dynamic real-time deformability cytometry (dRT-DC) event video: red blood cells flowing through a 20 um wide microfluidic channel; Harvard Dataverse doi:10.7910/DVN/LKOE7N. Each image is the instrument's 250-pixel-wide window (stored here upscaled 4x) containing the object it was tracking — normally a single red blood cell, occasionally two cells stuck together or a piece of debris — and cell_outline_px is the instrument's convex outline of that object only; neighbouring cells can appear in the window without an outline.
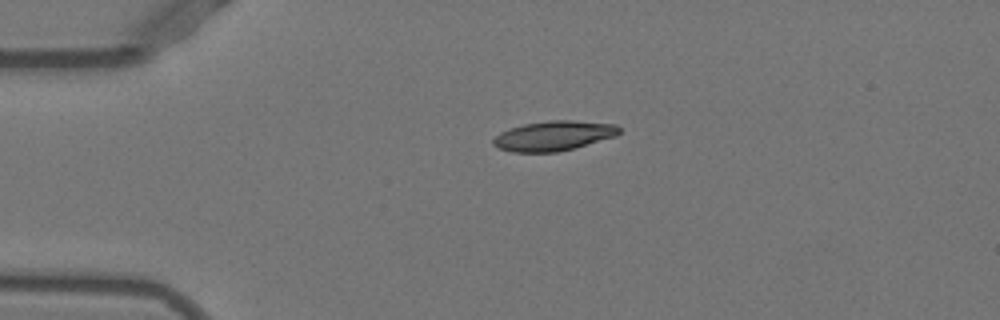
{"species": "Egyptian fruit bat (a non-hibernating species)", "species_latin": "Rousettus aegyptiacus", "temperature_condition": "warm", "stored_images_in_passage": 38, "camera_frame_rate_fps": 3000, "um_per_image_px": 0.085, "animal": {"sex": "female"}, "frame": {"image": 1, "passage_image": 1, "time_ms": 0.0, "image_size_px": [1000, 320], "cell_outline_px": [[620, 132], [616, 136], [572, 148], [556, 152], [512, 152], [500, 148], [492, 144], [492, 140], [500, 132], [524, 124], [548, 120], [572, 120], [616, 124], [620, 128]], "centroid_in_image_um": [47.06, 11.53], "position_along_channel_um": 37.9, "area_um2": 21.68}}
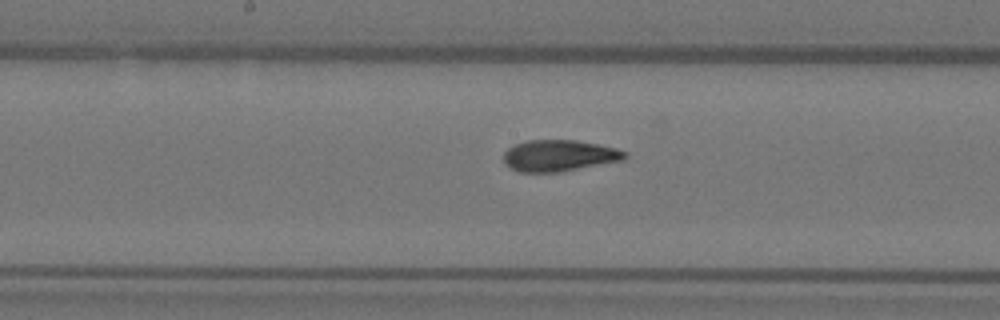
{"frame": {"image": 2, "passage_image": 16, "time_ms": 5.0, "image_size_px": [1000, 320], "cell_outline_px": [[628, 156], [624, 160], [560, 172], [520, 172], [504, 164], [504, 152], [508, 148], [516, 144], [528, 140], [576, 140], [616, 148], [628, 152]], "centroid_in_image_um": [47.55, 13.23], "position_along_channel_um": 200.7, "area_um2": 22.2}}
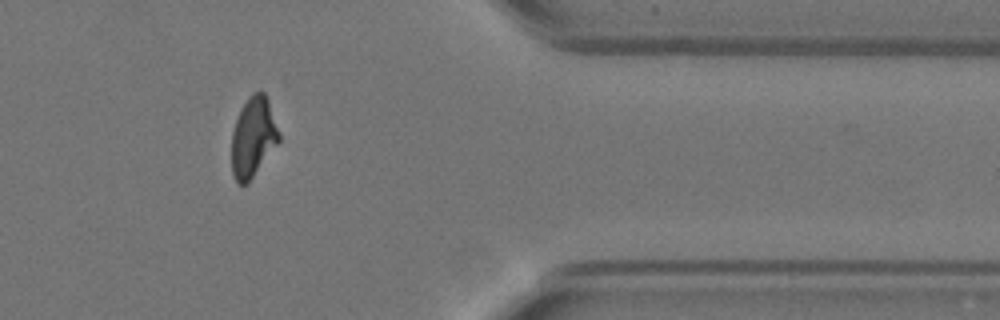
{"frame": {"image": 3, "passage_image": 32, "time_ms": 10.333, "image_size_px": [1000, 320], "cell_outline_px": [[280, 140], [248, 184], [236, 184], [232, 176], [232, 132], [236, 120], [248, 96], [252, 92], [264, 92], [268, 100], [280, 136]], "centroid_in_image_um": [21.5, 11.7], "position_along_channel_um": 389.9, "area_um2": 21.91}}